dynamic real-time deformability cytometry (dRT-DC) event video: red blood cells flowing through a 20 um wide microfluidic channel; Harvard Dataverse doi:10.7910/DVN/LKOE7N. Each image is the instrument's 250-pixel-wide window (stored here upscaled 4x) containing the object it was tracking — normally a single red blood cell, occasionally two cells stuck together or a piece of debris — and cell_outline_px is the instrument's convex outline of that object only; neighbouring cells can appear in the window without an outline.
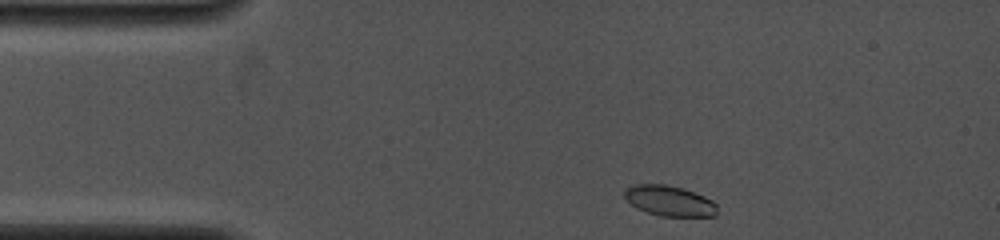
{"species": "common noctule bat (a hibernating species)", "species_latin": "Nyctalus noctula", "temperature_condition": "cold", "stored_images_in_passage": 8, "camera_frame_rate_fps": 4000, "um_per_image_px": 0.085, "animal": {"sex": "female", "body_mass_g": 19.0, "forearm_length_mm": 53.3}, "frame": {"image": 1, "passage_image": 1, "time_ms": 0.0, "image_size_px": [1000, 240], "cell_outline_px": [[716, 216], [660, 216], [636, 208], [624, 196], [624, 188], [636, 184], [664, 184], [684, 188], [704, 196], [712, 200], [716, 204]], "centroid_in_image_um": [56.89, 17.06], "position_along_channel_um": 28.1, "area_um2": 16.42}}
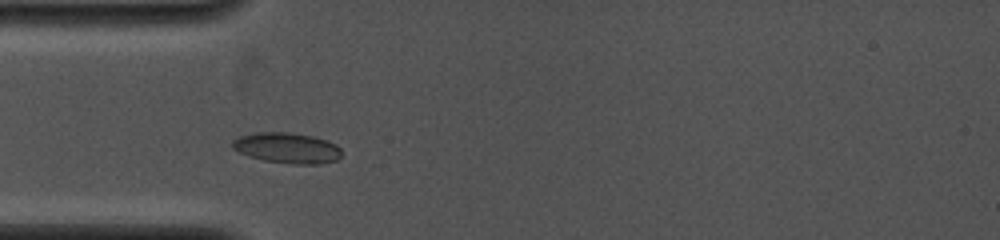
{"frame": {"image": 2, "passage_image": 6, "time_ms": 2.0, "image_size_px": [1000, 240], "cell_outline_px": [[340, 156], [336, 160], [320, 164], [292, 164], [264, 160], [248, 156], [232, 148], [232, 140], [240, 136], [256, 132], [288, 132], [312, 136], [336, 144], [340, 148]], "centroid_in_image_um": [24.38, 12.57], "position_along_channel_um": 60.6, "area_um2": 19.36}}